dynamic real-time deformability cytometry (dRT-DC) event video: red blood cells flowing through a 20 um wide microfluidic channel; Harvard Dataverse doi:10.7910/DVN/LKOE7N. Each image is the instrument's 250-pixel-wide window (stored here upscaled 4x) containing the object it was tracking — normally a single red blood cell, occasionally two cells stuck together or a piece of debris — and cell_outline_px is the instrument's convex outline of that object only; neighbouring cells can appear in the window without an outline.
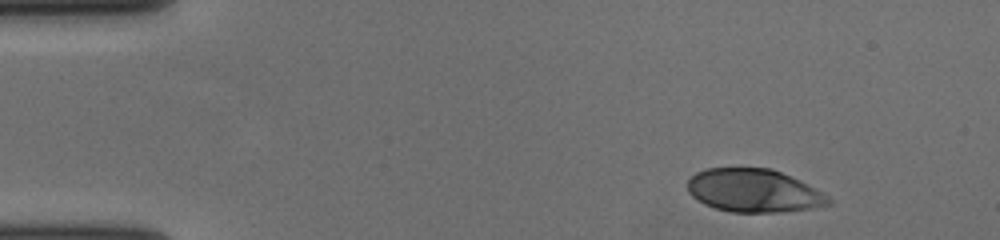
{"species": "human", "species_latin": "Homo sapiens", "temperature_condition": "cold", "stored_images_in_passage": 51, "camera_frame_rate_fps": 3000, "um_per_image_px": 0.085, "donor": {"sex": "female"}, "frame": {"image": 1, "passage_image": 1, "time_ms": 0.0, "image_size_px": [1000, 240], "cell_outline_px": [[832, 204], [812, 208], [780, 212], [732, 212], [716, 208], [704, 204], [696, 200], [688, 192], [688, 176], [704, 168], [772, 168], [800, 180], [828, 196], [832, 200]], "centroid_in_image_um": [64.04, 16.2], "position_along_channel_um": 21.0, "area_um2": 35.6}}
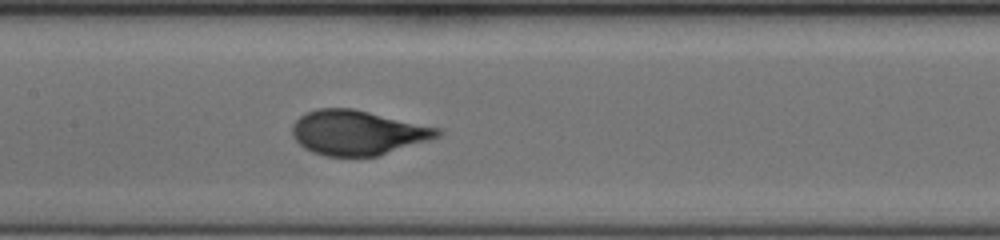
{"frame": {"image": 2, "passage_image": 22, "time_ms": 7.0, "image_size_px": [1000, 240], "cell_outline_px": [[444, 132], [440, 136], [428, 140], [376, 156], [324, 156], [312, 152], [304, 148], [292, 136], [292, 124], [300, 116], [316, 108], [352, 108], [444, 128]], "centroid_in_image_um": [30.42, 11.26], "position_along_channel_um": 177.0, "area_um2": 37.97}}
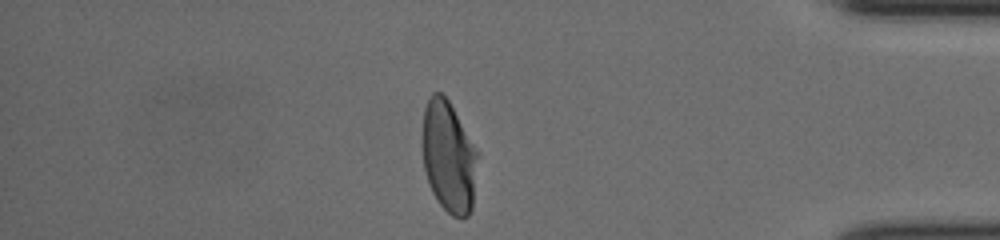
{"frame": {"image": 3, "passage_image": 43, "time_ms": 14.0, "image_size_px": [1000, 240], "cell_outline_px": [[480, 156], [472, 208], [468, 216], [452, 216], [436, 200], [428, 184], [424, 168], [420, 136], [424, 108], [428, 96], [432, 92], [440, 92], [448, 100], [480, 152]], "centroid_in_image_um": [38.13, 13.29], "position_along_channel_um": 397.1, "area_um2": 37.05}, "authors_computed_cell_mechanics": {"area_um2": 37.6278, "velocity_mm_per_s": 3.6185, "shape_relaxation_time_tau1_ms": 3.8559, "shape_relaxation_time_tau2_ms": null, "deformation_change_tau1": 0.1928, "deformation_change_tau2": null}}